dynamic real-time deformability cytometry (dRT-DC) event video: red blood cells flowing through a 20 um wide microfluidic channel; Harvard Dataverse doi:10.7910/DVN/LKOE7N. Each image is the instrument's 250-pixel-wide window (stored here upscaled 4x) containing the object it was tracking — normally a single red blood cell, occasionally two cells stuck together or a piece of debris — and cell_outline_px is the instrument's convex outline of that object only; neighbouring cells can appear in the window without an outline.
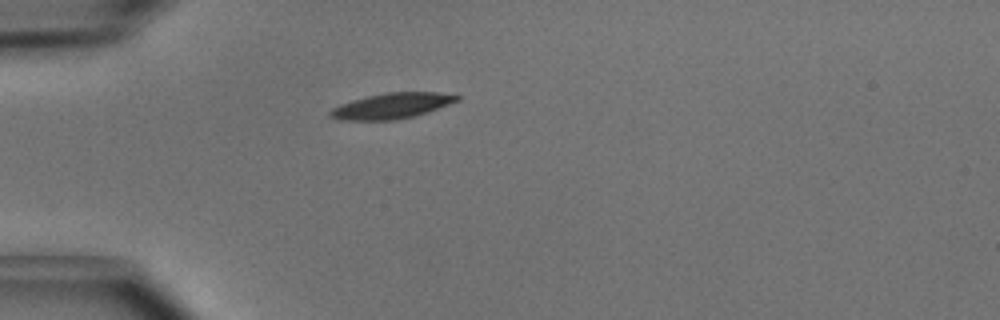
{"species": "common noctule bat (a hibernating species)", "species_latin": "Nyctalus noctula", "temperature_condition": "cold", "stored_images_in_passage": 1, "camera_frame_rate_fps": 3000, "um_per_image_px": 0.085, "animal": {"sex": "male", "body_mass_g": 15.6}, "frame": {"image": 1, "passage_image": 1, "time_ms": 0.0, "image_size_px": [1000, 320], "cell_outline_px": [[460, 100], [428, 112], [416, 116], [392, 120], [340, 120], [328, 116], [328, 112], [332, 108], [340, 104], [352, 100], [368, 96], [388, 92], [440, 92], [460, 96]], "centroid_in_image_um": [33.3, 9.0], "position_along_channel_um": 51.7, "area_um2": 18.96}}